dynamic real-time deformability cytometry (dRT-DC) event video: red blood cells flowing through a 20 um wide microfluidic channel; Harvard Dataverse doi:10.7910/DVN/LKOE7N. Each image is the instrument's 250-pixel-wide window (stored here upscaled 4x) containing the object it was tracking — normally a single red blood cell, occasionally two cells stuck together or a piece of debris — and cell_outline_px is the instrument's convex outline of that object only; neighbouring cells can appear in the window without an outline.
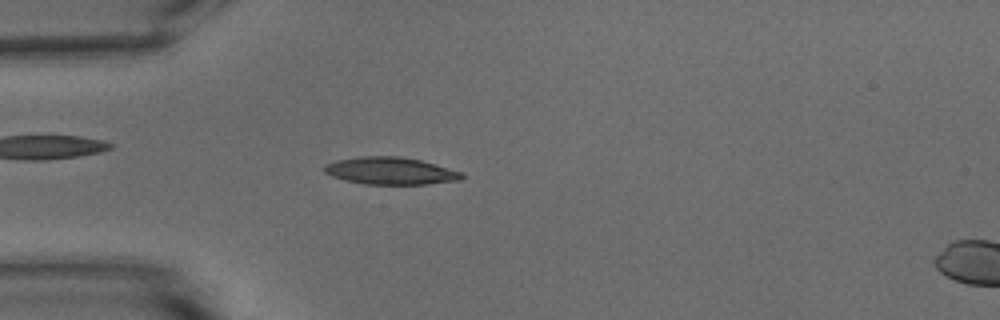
{"species": "common noctule bat (a hibernating species)", "species_latin": "Nyctalus noctula", "temperature_condition": "warm", "stored_images_in_passage": 53, "camera_frame_rate_fps": 3000, "um_per_image_px": 0.085, "animal": {"sex": "male", "body_mass_g": 15.6}, "frame": {"image": 1, "passage_image": 14, "time_ms": 4.333, "image_size_px": [1000, 320], "cell_outline_px": [[464, 176], [460, 180], [428, 184], [364, 184], [344, 180], [332, 176], [324, 172], [324, 164], [336, 160], [360, 156], [400, 156], [420, 160], [464, 172]], "centroid_in_image_um": [33.19, 14.52], "position_along_channel_um": 51.8, "area_um2": 21.96}}
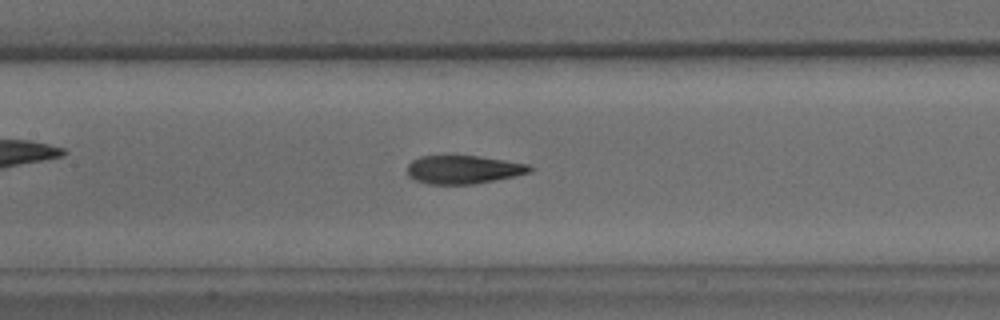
{"frame": {"image": 2, "passage_image": 24, "time_ms": 7.667, "image_size_px": [1000, 320], "cell_outline_px": [[536, 168], [532, 172], [496, 180], [472, 184], [428, 184], [416, 180], [408, 176], [408, 164], [412, 160], [420, 156], [480, 156], [528, 164]], "centroid_in_image_um": [39.42, 14.41], "position_along_channel_um": 168.0, "area_um2": 20.29}}
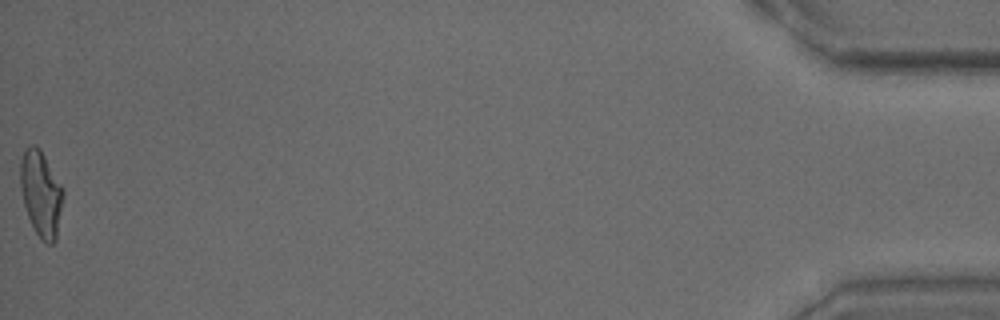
{"frame": {"image": 3, "passage_image": 53, "time_ms": 17.333, "image_size_px": [1000, 320], "cell_outline_px": [[64, 196], [56, 240], [52, 244], [44, 244], [40, 240], [28, 216], [24, 204], [20, 188], [20, 160], [24, 148], [28, 144], [32, 144], [40, 148], [64, 188]], "centroid_in_image_um": [3.49, 16.44], "position_along_channel_um": 431.7, "area_um2": 21.79}, "authors_computed_cell_mechanics": {"area_um2": 20.9236, "velocity_mm_per_s": 3.7462, "shape_relaxation_time_tau1_ms": 6.0542, "shape_relaxation_time_tau2_ms": 1.5993, "deformation_change_tau1": 0.2329, "deformation_change_tau2": 0.1025}}